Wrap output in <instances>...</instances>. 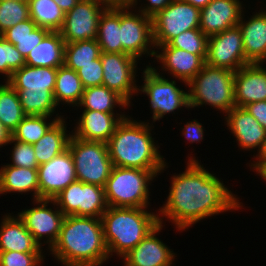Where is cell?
Here are the masks:
<instances>
[{
  "mask_svg": "<svg viewBox=\"0 0 266 266\" xmlns=\"http://www.w3.org/2000/svg\"><path fill=\"white\" fill-rule=\"evenodd\" d=\"M103 81L102 85L115 91L128 104L133 94L138 93L135 84L137 60L129 54L103 53L100 55Z\"/></svg>",
  "mask_w": 266,
  "mask_h": 266,
  "instance_id": "cell-13",
  "label": "cell"
},
{
  "mask_svg": "<svg viewBox=\"0 0 266 266\" xmlns=\"http://www.w3.org/2000/svg\"><path fill=\"white\" fill-rule=\"evenodd\" d=\"M149 2V5L141 7V10L139 11L143 13L144 15L153 17L157 12L164 9L167 5H169L172 0H147ZM130 6L135 7L137 5V0H128L127 1Z\"/></svg>",
  "mask_w": 266,
  "mask_h": 266,
  "instance_id": "cell-46",
  "label": "cell"
},
{
  "mask_svg": "<svg viewBox=\"0 0 266 266\" xmlns=\"http://www.w3.org/2000/svg\"><path fill=\"white\" fill-rule=\"evenodd\" d=\"M130 106L120 95L104 85L84 88L81 100L77 106L84 110H95L103 113H114L115 106Z\"/></svg>",
  "mask_w": 266,
  "mask_h": 266,
  "instance_id": "cell-31",
  "label": "cell"
},
{
  "mask_svg": "<svg viewBox=\"0 0 266 266\" xmlns=\"http://www.w3.org/2000/svg\"><path fill=\"white\" fill-rule=\"evenodd\" d=\"M49 117L27 115L11 133V138L23 143H36L57 120L63 118L59 115L55 119L49 120L51 122H47Z\"/></svg>",
  "mask_w": 266,
  "mask_h": 266,
  "instance_id": "cell-35",
  "label": "cell"
},
{
  "mask_svg": "<svg viewBox=\"0 0 266 266\" xmlns=\"http://www.w3.org/2000/svg\"><path fill=\"white\" fill-rule=\"evenodd\" d=\"M132 6L128 2L120 4V35L122 54H129L138 59L145 53L155 56L152 17L140 11L129 12Z\"/></svg>",
  "mask_w": 266,
  "mask_h": 266,
  "instance_id": "cell-11",
  "label": "cell"
},
{
  "mask_svg": "<svg viewBox=\"0 0 266 266\" xmlns=\"http://www.w3.org/2000/svg\"><path fill=\"white\" fill-rule=\"evenodd\" d=\"M166 204L160 214L169 218L179 230L188 229L204 218L238 210V197L227 189L214 174L195 159H189L185 172L173 175Z\"/></svg>",
  "mask_w": 266,
  "mask_h": 266,
  "instance_id": "cell-1",
  "label": "cell"
},
{
  "mask_svg": "<svg viewBox=\"0 0 266 266\" xmlns=\"http://www.w3.org/2000/svg\"><path fill=\"white\" fill-rule=\"evenodd\" d=\"M239 0H211L200 9L199 28L207 36H213L238 25L242 13Z\"/></svg>",
  "mask_w": 266,
  "mask_h": 266,
  "instance_id": "cell-18",
  "label": "cell"
},
{
  "mask_svg": "<svg viewBox=\"0 0 266 266\" xmlns=\"http://www.w3.org/2000/svg\"><path fill=\"white\" fill-rule=\"evenodd\" d=\"M14 143L12 149V164L11 166L22 168H38V163L35 157V151L32 144L23 143L10 138L8 144Z\"/></svg>",
  "mask_w": 266,
  "mask_h": 266,
  "instance_id": "cell-40",
  "label": "cell"
},
{
  "mask_svg": "<svg viewBox=\"0 0 266 266\" xmlns=\"http://www.w3.org/2000/svg\"><path fill=\"white\" fill-rule=\"evenodd\" d=\"M161 171L113 166L104 187L109 207L147 208L149 182Z\"/></svg>",
  "mask_w": 266,
  "mask_h": 266,
  "instance_id": "cell-6",
  "label": "cell"
},
{
  "mask_svg": "<svg viewBox=\"0 0 266 266\" xmlns=\"http://www.w3.org/2000/svg\"><path fill=\"white\" fill-rule=\"evenodd\" d=\"M11 133L4 127L2 122L0 121V148L3 145H7L10 141Z\"/></svg>",
  "mask_w": 266,
  "mask_h": 266,
  "instance_id": "cell-50",
  "label": "cell"
},
{
  "mask_svg": "<svg viewBox=\"0 0 266 266\" xmlns=\"http://www.w3.org/2000/svg\"><path fill=\"white\" fill-rule=\"evenodd\" d=\"M100 55L101 49L97 39L66 43L64 65L77 71L83 65L91 64Z\"/></svg>",
  "mask_w": 266,
  "mask_h": 266,
  "instance_id": "cell-34",
  "label": "cell"
},
{
  "mask_svg": "<svg viewBox=\"0 0 266 266\" xmlns=\"http://www.w3.org/2000/svg\"><path fill=\"white\" fill-rule=\"evenodd\" d=\"M34 192L33 198L40 199L37 168H22L4 165L0 169V194Z\"/></svg>",
  "mask_w": 266,
  "mask_h": 266,
  "instance_id": "cell-27",
  "label": "cell"
},
{
  "mask_svg": "<svg viewBox=\"0 0 266 266\" xmlns=\"http://www.w3.org/2000/svg\"><path fill=\"white\" fill-rule=\"evenodd\" d=\"M97 42L103 53H122L120 4H110L100 15Z\"/></svg>",
  "mask_w": 266,
  "mask_h": 266,
  "instance_id": "cell-28",
  "label": "cell"
},
{
  "mask_svg": "<svg viewBox=\"0 0 266 266\" xmlns=\"http://www.w3.org/2000/svg\"><path fill=\"white\" fill-rule=\"evenodd\" d=\"M57 68L24 65L13 72L7 81L14 89L27 92L52 93L55 88Z\"/></svg>",
  "mask_w": 266,
  "mask_h": 266,
  "instance_id": "cell-25",
  "label": "cell"
},
{
  "mask_svg": "<svg viewBox=\"0 0 266 266\" xmlns=\"http://www.w3.org/2000/svg\"><path fill=\"white\" fill-rule=\"evenodd\" d=\"M77 181L105 187L113 168L106 142L86 141L71 135L68 142Z\"/></svg>",
  "mask_w": 266,
  "mask_h": 266,
  "instance_id": "cell-7",
  "label": "cell"
},
{
  "mask_svg": "<svg viewBox=\"0 0 266 266\" xmlns=\"http://www.w3.org/2000/svg\"><path fill=\"white\" fill-rule=\"evenodd\" d=\"M168 44L192 54H207L208 37L200 28L189 29L173 38Z\"/></svg>",
  "mask_w": 266,
  "mask_h": 266,
  "instance_id": "cell-38",
  "label": "cell"
},
{
  "mask_svg": "<svg viewBox=\"0 0 266 266\" xmlns=\"http://www.w3.org/2000/svg\"><path fill=\"white\" fill-rule=\"evenodd\" d=\"M26 115L52 116L57 107L52 93L27 92L15 89Z\"/></svg>",
  "mask_w": 266,
  "mask_h": 266,
  "instance_id": "cell-36",
  "label": "cell"
},
{
  "mask_svg": "<svg viewBox=\"0 0 266 266\" xmlns=\"http://www.w3.org/2000/svg\"><path fill=\"white\" fill-rule=\"evenodd\" d=\"M40 199H54L68 185L77 181L69 149L37 168Z\"/></svg>",
  "mask_w": 266,
  "mask_h": 266,
  "instance_id": "cell-16",
  "label": "cell"
},
{
  "mask_svg": "<svg viewBox=\"0 0 266 266\" xmlns=\"http://www.w3.org/2000/svg\"><path fill=\"white\" fill-rule=\"evenodd\" d=\"M84 110L72 135L86 141L108 142L117 126L126 118L124 114Z\"/></svg>",
  "mask_w": 266,
  "mask_h": 266,
  "instance_id": "cell-22",
  "label": "cell"
},
{
  "mask_svg": "<svg viewBox=\"0 0 266 266\" xmlns=\"http://www.w3.org/2000/svg\"><path fill=\"white\" fill-rule=\"evenodd\" d=\"M2 1H8V0H2ZM11 1H14V0H11ZM15 1H22V2H27L28 3L29 0H15Z\"/></svg>",
  "mask_w": 266,
  "mask_h": 266,
  "instance_id": "cell-54",
  "label": "cell"
},
{
  "mask_svg": "<svg viewBox=\"0 0 266 266\" xmlns=\"http://www.w3.org/2000/svg\"><path fill=\"white\" fill-rule=\"evenodd\" d=\"M192 4L199 9L204 8L211 0H179Z\"/></svg>",
  "mask_w": 266,
  "mask_h": 266,
  "instance_id": "cell-51",
  "label": "cell"
},
{
  "mask_svg": "<svg viewBox=\"0 0 266 266\" xmlns=\"http://www.w3.org/2000/svg\"><path fill=\"white\" fill-rule=\"evenodd\" d=\"M49 32L48 29L42 27H36L31 33L29 37L24 38H4L6 41L11 42L15 45L16 49L22 54L24 58L27 57L28 53L34 47H36L43 37Z\"/></svg>",
  "mask_w": 266,
  "mask_h": 266,
  "instance_id": "cell-43",
  "label": "cell"
},
{
  "mask_svg": "<svg viewBox=\"0 0 266 266\" xmlns=\"http://www.w3.org/2000/svg\"><path fill=\"white\" fill-rule=\"evenodd\" d=\"M6 215L2 219L0 229V251H16L23 253H42L40 245L25 228L22 220Z\"/></svg>",
  "mask_w": 266,
  "mask_h": 266,
  "instance_id": "cell-24",
  "label": "cell"
},
{
  "mask_svg": "<svg viewBox=\"0 0 266 266\" xmlns=\"http://www.w3.org/2000/svg\"><path fill=\"white\" fill-rule=\"evenodd\" d=\"M63 266H101L109 259L101 218L64 217L58 240L50 249Z\"/></svg>",
  "mask_w": 266,
  "mask_h": 266,
  "instance_id": "cell-2",
  "label": "cell"
},
{
  "mask_svg": "<svg viewBox=\"0 0 266 266\" xmlns=\"http://www.w3.org/2000/svg\"><path fill=\"white\" fill-rule=\"evenodd\" d=\"M261 63L241 67L234 76V99L236 107L266 100V68Z\"/></svg>",
  "mask_w": 266,
  "mask_h": 266,
  "instance_id": "cell-20",
  "label": "cell"
},
{
  "mask_svg": "<svg viewBox=\"0 0 266 266\" xmlns=\"http://www.w3.org/2000/svg\"><path fill=\"white\" fill-rule=\"evenodd\" d=\"M66 128L64 119H59L39 141L32 144L38 165L47 163L68 149V142L72 134H67Z\"/></svg>",
  "mask_w": 266,
  "mask_h": 266,
  "instance_id": "cell-29",
  "label": "cell"
},
{
  "mask_svg": "<svg viewBox=\"0 0 266 266\" xmlns=\"http://www.w3.org/2000/svg\"><path fill=\"white\" fill-rule=\"evenodd\" d=\"M205 64L234 72L250 64L245 58L242 34L238 25L208 37Z\"/></svg>",
  "mask_w": 266,
  "mask_h": 266,
  "instance_id": "cell-14",
  "label": "cell"
},
{
  "mask_svg": "<svg viewBox=\"0 0 266 266\" xmlns=\"http://www.w3.org/2000/svg\"><path fill=\"white\" fill-rule=\"evenodd\" d=\"M61 10L66 14L69 12L80 0H54Z\"/></svg>",
  "mask_w": 266,
  "mask_h": 266,
  "instance_id": "cell-48",
  "label": "cell"
},
{
  "mask_svg": "<svg viewBox=\"0 0 266 266\" xmlns=\"http://www.w3.org/2000/svg\"><path fill=\"white\" fill-rule=\"evenodd\" d=\"M200 9L192 4L172 0L152 17L154 45H166L189 29L199 28Z\"/></svg>",
  "mask_w": 266,
  "mask_h": 266,
  "instance_id": "cell-10",
  "label": "cell"
},
{
  "mask_svg": "<svg viewBox=\"0 0 266 266\" xmlns=\"http://www.w3.org/2000/svg\"><path fill=\"white\" fill-rule=\"evenodd\" d=\"M29 18L27 2L0 0V35L7 29Z\"/></svg>",
  "mask_w": 266,
  "mask_h": 266,
  "instance_id": "cell-37",
  "label": "cell"
},
{
  "mask_svg": "<svg viewBox=\"0 0 266 266\" xmlns=\"http://www.w3.org/2000/svg\"><path fill=\"white\" fill-rule=\"evenodd\" d=\"M109 5L105 0H80L65 14L59 31L64 42L97 39L100 15Z\"/></svg>",
  "mask_w": 266,
  "mask_h": 266,
  "instance_id": "cell-12",
  "label": "cell"
},
{
  "mask_svg": "<svg viewBox=\"0 0 266 266\" xmlns=\"http://www.w3.org/2000/svg\"><path fill=\"white\" fill-rule=\"evenodd\" d=\"M256 160H266V142H265L263 150L257 155Z\"/></svg>",
  "mask_w": 266,
  "mask_h": 266,
  "instance_id": "cell-52",
  "label": "cell"
},
{
  "mask_svg": "<svg viewBox=\"0 0 266 266\" xmlns=\"http://www.w3.org/2000/svg\"><path fill=\"white\" fill-rule=\"evenodd\" d=\"M41 262L42 253L0 251V266H40Z\"/></svg>",
  "mask_w": 266,
  "mask_h": 266,
  "instance_id": "cell-41",
  "label": "cell"
},
{
  "mask_svg": "<svg viewBox=\"0 0 266 266\" xmlns=\"http://www.w3.org/2000/svg\"><path fill=\"white\" fill-rule=\"evenodd\" d=\"M266 130V100L247 104L244 107Z\"/></svg>",
  "mask_w": 266,
  "mask_h": 266,
  "instance_id": "cell-47",
  "label": "cell"
},
{
  "mask_svg": "<svg viewBox=\"0 0 266 266\" xmlns=\"http://www.w3.org/2000/svg\"><path fill=\"white\" fill-rule=\"evenodd\" d=\"M51 203L65 216L101 218L107 210L104 188L94 184L75 181L61 191Z\"/></svg>",
  "mask_w": 266,
  "mask_h": 266,
  "instance_id": "cell-9",
  "label": "cell"
},
{
  "mask_svg": "<svg viewBox=\"0 0 266 266\" xmlns=\"http://www.w3.org/2000/svg\"><path fill=\"white\" fill-rule=\"evenodd\" d=\"M76 72L84 88L102 85L103 70L100 57L91 64L83 65Z\"/></svg>",
  "mask_w": 266,
  "mask_h": 266,
  "instance_id": "cell-42",
  "label": "cell"
},
{
  "mask_svg": "<svg viewBox=\"0 0 266 266\" xmlns=\"http://www.w3.org/2000/svg\"><path fill=\"white\" fill-rule=\"evenodd\" d=\"M162 219L159 217V224L121 258L124 266H171L175 254L156 236L163 227Z\"/></svg>",
  "mask_w": 266,
  "mask_h": 266,
  "instance_id": "cell-17",
  "label": "cell"
},
{
  "mask_svg": "<svg viewBox=\"0 0 266 266\" xmlns=\"http://www.w3.org/2000/svg\"><path fill=\"white\" fill-rule=\"evenodd\" d=\"M25 65V58L16 49L15 45L6 41L0 35V73L5 74L7 80L11 78L14 71Z\"/></svg>",
  "mask_w": 266,
  "mask_h": 266,
  "instance_id": "cell-39",
  "label": "cell"
},
{
  "mask_svg": "<svg viewBox=\"0 0 266 266\" xmlns=\"http://www.w3.org/2000/svg\"><path fill=\"white\" fill-rule=\"evenodd\" d=\"M37 207L22 210L18 213V217L24 223L25 228L31 233L34 240L42 247L41 240L46 237L49 250L58 240L61 225L65 215L58 208L52 210L47 208V204L51 203V199H35Z\"/></svg>",
  "mask_w": 266,
  "mask_h": 266,
  "instance_id": "cell-15",
  "label": "cell"
},
{
  "mask_svg": "<svg viewBox=\"0 0 266 266\" xmlns=\"http://www.w3.org/2000/svg\"><path fill=\"white\" fill-rule=\"evenodd\" d=\"M149 124L128 117L122 120L107 142L113 166L164 170L166 162L154 143Z\"/></svg>",
  "mask_w": 266,
  "mask_h": 266,
  "instance_id": "cell-3",
  "label": "cell"
},
{
  "mask_svg": "<svg viewBox=\"0 0 266 266\" xmlns=\"http://www.w3.org/2000/svg\"><path fill=\"white\" fill-rule=\"evenodd\" d=\"M182 134L191 143L200 142L204 136L203 126L196 120L187 122L185 127H183Z\"/></svg>",
  "mask_w": 266,
  "mask_h": 266,
  "instance_id": "cell-45",
  "label": "cell"
},
{
  "mask_svg": "<svg viewBox=\"0 0 266 266\" xmlns=\"http://www.w3.org/2000/svg\"><path fill=\"white\" fill-rule=\"evenodd\" d=\"M146 209L108 206L101 222L109 255L123 257L159 224V215Z\"/></svg>",
  "mask_w": 266,
  "mask_h": 266,
  "instance_id": "cell-4",
  "label": "cell"
},
{
  "mask_svg": "<svg viewBox=\"0 0 266 266\" xmlns=\"http://www.w3.org/2000/svg\"><path fill=\"white\" fill-rule=\"evenodd\" d=\"M159 47V48H158ZM155 56L173 77L182 80L186 85L203 69L206 54H192L182 49L171 47L169 44L157 45Z\"/></svg>",
  "mask_w": 266,
  "mask_h": 266,
  "instance_id": "cell-19",
  "label": "cell"
},
{
  "mask_svg": "<svg viewBox=\"0 0 266 266\" xmlns=\"http://www.w3.org/2000/svg\"><path fill=\"white\" fill-rule=\"evenodd\" d=\"M0 84V121L12 133L27 116L21 106L18 93L8 83Z\"/></svg>",
  "mask_w": 266,
  "mask_h": 266,
  "instance_id": "cell-33",
  "label": "cell"
},
{
  "mask_svg": "<svg viewBox=\"0 0 266 266\" xmlns=\"http://www.w3.org/2000/svg\"><path fill=\"white\" fill-rule=\"evenodd\" d=\"M84 92V86L73 69L67 68L65 65L57 68L55 88L53 97L56 105L60 106V102L77 106Z\"/></svg>",
  "mask_w": 266,
  "mask_h": 266,
  "instance_id": "cell-30",
  "label": "cell"
},
{
  "mask_svg": "<svg viewBox=\"0 0 266 266\" xmlns=\"http://www.w3.org/2000/svg\"><path fill=\"white\" fill-rule=\"evenodd\" d=\"M235 72L205 64L188 83L189 107L210 105L227 114L236 106L234 99Z\"/></svg>",
  "mask_w": 266,
  "mask_h": 266,
  "instance_id": "cell-5",
  "label": "cell"
},
{
  "mask_svg": "<svg viewBox=\"0 0 266 266\" xmlns=\"http://www.w3.org/2000/svg\"><path fill=\"white\" fill-rule=\"evenodd\" d=\"M250 166H253L254 170L258 172V175L266 181V160H257V162L252 163Z\"/></svg>",
  "mask_w": 266,
  "mask_h": 266,
  "instance_id": "cell-49",
  "label": "cell"
},
{
  "mask_svg": "<svg viewBox=\"0 0 266 266\" xmlns=\"http://www.w3.org/2000/svg\"><path fill=\"white\" fill-rule=\"evenodd\" d=\"M37 27L36 23L31 19L19 22L15 26L4 31L1 36L3 38H24L29 37L30 33Z\"/></svg>",
  "mask_w": 266,
  "mask_h": 266,
  "instance_id": "cell-44",
  "label": "cell"
},
{
  "mask_svg": "<svg viewBox=\"0 0 266 266\" xmlns=\"http://www.w3.org/2000/svg\"><path fill=\"white\" fill-rule=\"evenodd\" d=\"M65 45L59 31H49L28 53L25 64L32 67L58 68L64 65Z\"/></svg>",
  "mask_w": 266,
  "mask_h": 266,
  "instance_id": "cell-26",
  "label": "cell"
},
{
  "mask_svg": "<svg viewBox=\"0 0 266 266\" xmlns=\"http://www.w3.org/2000/svg\"><path fill=\"white\" fill-rule=\"evenodd\" d=\"M226 116V125L236 137L238 145L245 150L258 148L259 154L266 142V130L243 107H233Z\"/></svg>",
  "mask_w": 266,
  "mask_h": 266,
  "instance_id": "cell-21",
  "label": "cell"
},
{
  "mask_svg": "<svg viewBox=\"0 0 266 266\" xmlns=\"http://www.w3.org/2000/svg\"><path fill=\"white\" fill-rule=\"evenodd\" d=\"M29 15L38 27L60 31L65 13L54 0H29Z\"/></svg>",
  "mask_w": 266,
  "mask_h": 266,
  "instance_id": "cell-32",
  "label": "cell"
},
{
  "mask_svg": "<svg viewBox=\"0 0 266 266\" xmlns=\"http://www.w3.org/2000/svg\"><path fill=\"white\" fill-rule=\"evenodd\" d=\"M109 4H121L126 3L128 0H105Z\"/></svg>",
  "mask_w": 266,
  "mask_h": 266,
  "instance_id": "cell-53",
  "label": "cell"
},
{
  "mask_svg": "<svg viewBox=\"0 0 266 266\" xmlns=\"http://www.w3.org/2000/svg\"><path fill=\"white\" fill-rule=\"evenodd\" d=\"M143 80L144 85L138 91L149 97L154 122L183 106L190 108L188 92L178 88L175 80L165 79L151 65L143 70Z\"/></svg>",
  "mask_w": 266,
  "mask_h": 266,
  "instance_id": "cell-8",
  "label": "cell"
},
{
  "mask_svg": "<svg viewBox=\"0 0 266 266\" xmlns=\"http://www.w3.org/2000/svg\"><path fill=\"white\" fill-rule=\"evenodd\" d=\"M243 16L238 23L242 34L245 58L249 63L266 60V11H261L244 22Z\"/></svg>",
  "mask_w": 266,
  "mask_h": 266,
  "instance_id": "cell-23",
  "label": "cell"
}]
</instances>
